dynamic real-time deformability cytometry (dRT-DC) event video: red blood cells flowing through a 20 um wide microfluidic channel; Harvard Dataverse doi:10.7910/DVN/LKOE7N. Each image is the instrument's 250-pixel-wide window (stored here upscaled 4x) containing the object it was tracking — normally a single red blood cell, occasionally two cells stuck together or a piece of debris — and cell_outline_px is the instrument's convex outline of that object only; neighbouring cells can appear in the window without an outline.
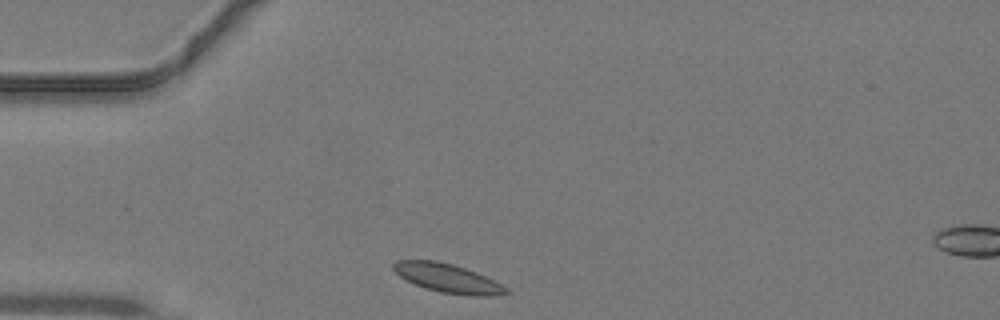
{"species": "common noctule bat (a hibernating species)", "species_latin": "Nyctalus noctula", "temperature_condition": "warm", "stored_images_in_passage": 34, "camera_frame_rate_fps": 3000, "um_per_image_px": 0.085, "animal": {"sex": "male", "body_mass_g": 19.2, "forearm_length_mm": 51.8}, "frame": {"image": 1, "passage_image": 1, "time_ms": 0.0, "image_size_px": [1000, 320], "cell_outline_px": [[512, 292], [492, 296], [472, 296], [440, 292], [424, 288], [400, 276], [392, 268], [392, 264], [396, 260], [436, 260], [452, 264], [476, 272], [508, 288]], "centroid_in_image_um": [38.05, 23.65], "position_along_channel_um": 46.9, "area_um2": 18.79}}
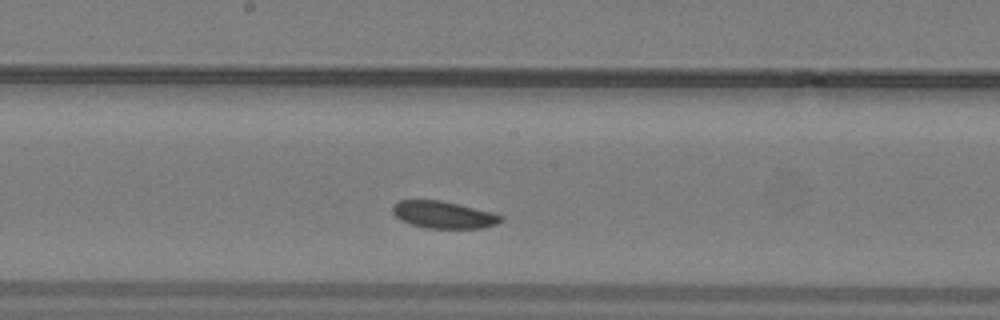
{"frame": {"image": 2, "passage_image": 13, "time_ms": 4.0, "image_size_px": [1000, 320], "cell_outline_px": [[504, 220], [496, 224], [484, 228], [424, 228], [400, 220], [392, 212], [392, 204], [400, 200], [440, 200], [492, 212], [504, 216]], "centroid_in_image_um": [37.7, 18.26], "position_along_channel_um": 210.5, "area_um2": 17.17}}
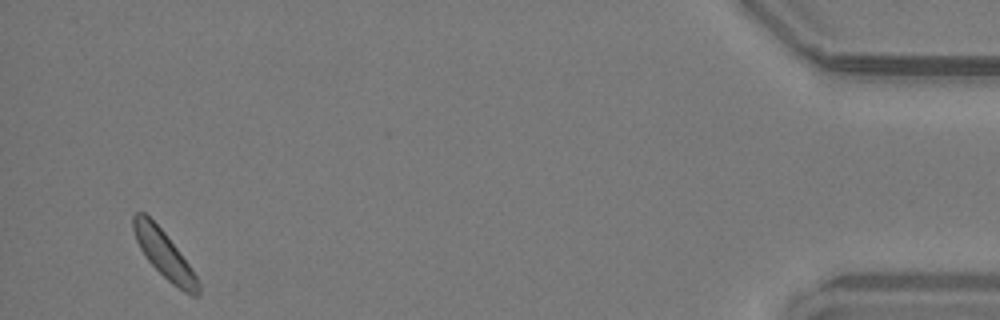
{"frame": {"image": 3, "passage_image": 32, "time_ms": 10.333, "image_size_px": [1000, 320], "cell_outline_px": [[200, 296], [192, 296], [184, 292], [172, 284], [144, 256], [136, 240], [132, 228], [132, 216], [136, 212], [144, 212], [164, 232], [188, 264], [196, 276], [200, 284]], "centroid_in_image_um": [13.94, 21.63], "position_along_channel_um": 421.3, "area_um2": 17.57}}